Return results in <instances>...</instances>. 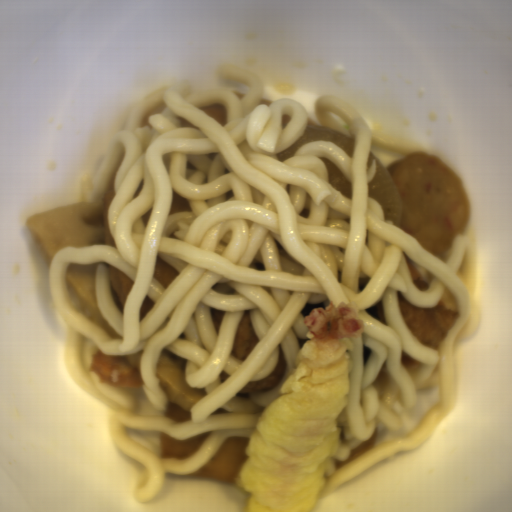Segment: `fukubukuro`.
Here are the masks:
<instances>
[{"instance_id": "fukubukuro-3", "label": "fukubukuro", "mask_w": 512, "mask_h": 512, "mask_svg": "<svg viewBox=\"0 0 512 512\" xmlns=\"http://www.w3.org/2000/svg\"><path fill=\"white\" fill-rule=\"evenodd\" d=\"M106 265L109 274L110 290L113 301L123 314L124 302L135 281L124 271L113 267L107 262Z\"/></svg>"}, {"instance_id": "fukubukuro-1", "label": "fukubukuro", "mask_w": 512, "mask_h": 512, "mask_svg": "<svg viewBox=\"0 0 512 512\" xmlns=\"http://www.w3.org/2000/svg\"><path fill=\"white\" fill-rule=\"evenodd\" d=\"M124 158L122 153L100 205L91 200L29 215L26 230L49 265L57 252L67 246H115L106 219L115 197L114 179Z\"/></svg>"}, {"instance_id": "fukubukuro-5", "label": "fukubukuro", "mask_w": 512, "mask_h": 512, "mask_svg": "<svg viewBox=\"0 0 512 512\" xmlns=\"http://www.w3.org/2000/svg\"><path fill=\"white\" fill-rule=\"evenodd\" d=\"M154 303L155 302L151 300L148 296L146 297L141 307L139 319L149 311V309L153 306Z\"/></svg>"}, {"instance_id": "fukubukuro-2", "label": "fukubukuro", "mask_w": 512, "mask_h": 512, "mask_svg": "<svg viewBox=\"0 0 512 512\" xmlns=\"http://www.w3.org/2000/svg\"><path fill=\"white\" fill-rule=\"evenodd\" d=\"M96 266L97 262L91 264L70 263L65 282L71 304L100 327L111 339H123L108 326L95 297Z\"/></svg>"}, {"instance_id": "fukubukuro-4", "label": "fukubukuro", "mask_w": 512, "mask_h": 512, "mask_svg": "<svg viewBox=\"0 0 512 512\" xmlns=\"http://www.w3.org/2000/svg\"><path fill=\"white\" fill-rule=\"evenodd\" d=\"M179 271L169 262L157 255L156 270L154 276L166 290L179 275Z\"/></svg>"}]
</instances>
